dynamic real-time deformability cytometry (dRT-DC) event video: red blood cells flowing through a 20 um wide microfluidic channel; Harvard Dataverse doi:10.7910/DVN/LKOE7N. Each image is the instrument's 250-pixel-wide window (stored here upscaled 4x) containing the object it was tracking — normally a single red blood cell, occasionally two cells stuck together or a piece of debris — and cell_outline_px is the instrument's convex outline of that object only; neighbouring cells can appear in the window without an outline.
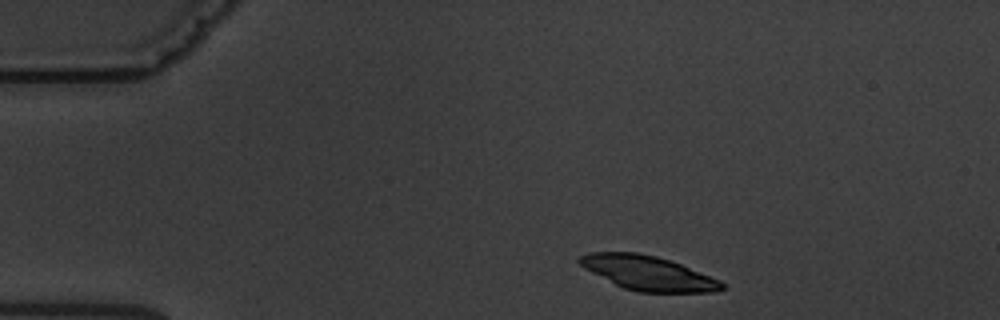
{"species": "common noctule bat (a hibernating species)", "species_latin": "Nyctalus noctula", "temperature_condition": "warm", "stored_images_in_passage": 2, "camera_frame_rate_fps": 3000, "um_per_image_px": 0.085, "animal": {"sex": "male", "body_mass_g": 19.5, "forearm_length_mm": 54.6}, "frame": {"image": 1, "passage_image": 1, "time_ms": 0.0, "image_size_px": [1000, 320], "cell_outline_px": [[728, 288], [712, 292], [636, 292], [624, 288], [584, 268], [576, 260], [580, 256], [588, 252], [636, 252], [656, 256], [680, 264], [720, 280]], "centroid_in_image_um": [55.08, 23.21], "position_along_channel_um": 29.9, "area_um2": 28.26}}